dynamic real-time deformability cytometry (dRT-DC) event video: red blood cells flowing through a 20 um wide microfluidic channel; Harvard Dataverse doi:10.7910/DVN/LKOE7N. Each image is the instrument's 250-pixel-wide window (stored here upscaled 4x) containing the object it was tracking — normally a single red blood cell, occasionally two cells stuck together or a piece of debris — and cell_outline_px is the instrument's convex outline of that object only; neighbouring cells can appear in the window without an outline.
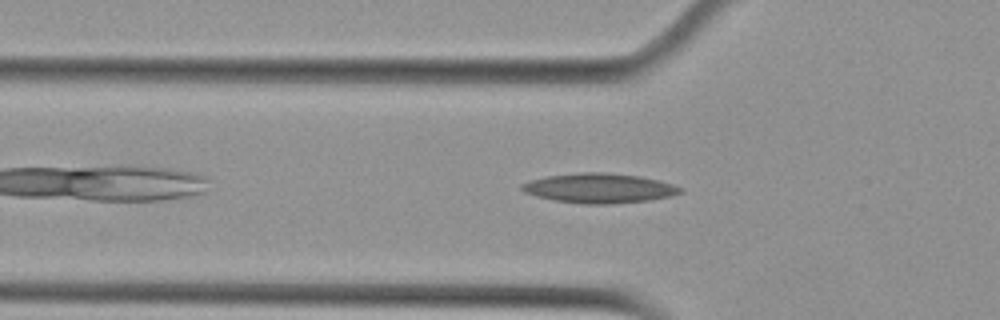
{"species": "Egyptian fruit bat (a non-hibernating species)", "species_latin": "Rousettus aegyptiacus", "temperature_condition": "cold", "stored_images_in_passage": 26, "camera_frame_rate_fps": 3000, "um_per_image_px": 0.085, "animal": {"sex": "female"}, "frame": {"image": 1, "passage_image": 5, "time_ms": 1.333, "image_size_px": [1000, 320], "cell_outline_px": [[684, 192], [672, 196], [648, 200], [608, 204], [580, 204], [552, 200], [536, 196], [524, 192], [520, 188], [520, 184], [532, 180], [548, 176], [580, 172], [604, 172], [640, 176], [672, 184], [684, 188]], "centroid_in_image_um": [50.94, 16.0], "position_along_channel_um": 74.9, "area_um2": 27.46}}
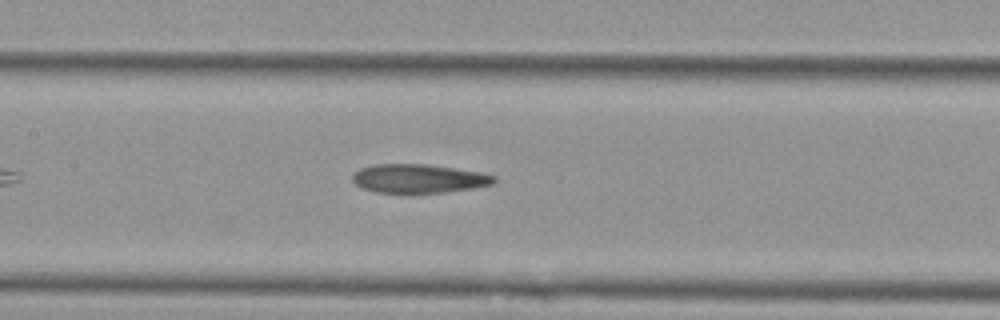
{"frame": {"image": 2, "passage_image": 13, "time_ms": 4.0, "image_size_px": [1000, 320], "cell_outline_px": [[496, 180], [492, 184], [472, 188], [444, 192], [376, 192], [364, 188], [356, 184], [352, 180], [352, 172], [360, 168], [376, 164], [428, 164], [480, 172], [496, 176]], "centroid_in_image_um": [35.57, 15.16], "position_along_channel_um": 171.8, "area_um2": 23.52}}
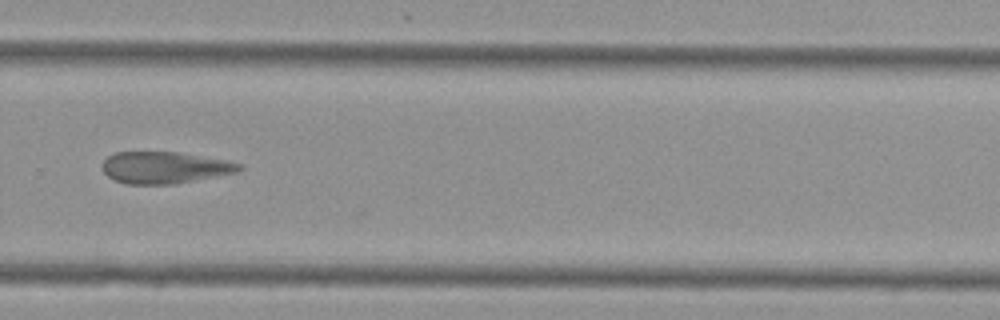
{"frame": {"image": 3, "passage_image": 25, "time_ms": 8.0, "image_size_px": [1000, 320], "cell_outline_px": [[244, 168], [240, 172], [176, 184], [128, 184], [112, 180], [104, 172], [100, 164], [108, 156], [116, 152], [180, 152], [224, 160], [244, 164]], "centroid_in_image_um": [14.02, 14.25], "position_along_channel_um": 315.8, "area_um2": 25.66}}